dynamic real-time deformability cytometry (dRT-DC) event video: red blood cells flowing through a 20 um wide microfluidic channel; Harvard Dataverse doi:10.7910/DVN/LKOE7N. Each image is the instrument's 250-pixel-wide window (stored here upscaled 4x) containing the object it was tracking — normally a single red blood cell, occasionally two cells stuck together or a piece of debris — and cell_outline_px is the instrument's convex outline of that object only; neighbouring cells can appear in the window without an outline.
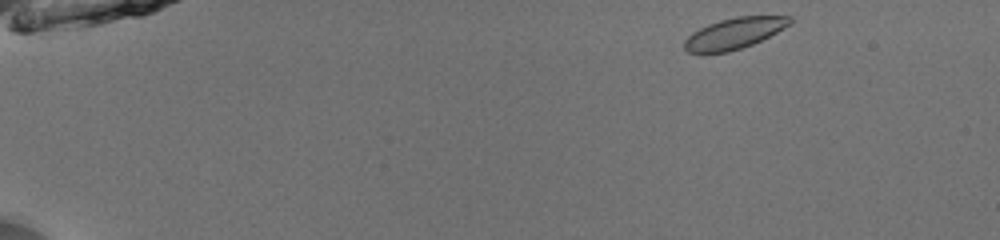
{"species": "common noctule bat (a hibernating species)", "species_latin": "Nyctalus noctula", "temperature_condition": "room temperature", "stored_images_in_passage": 46, "camera_frame_rate_fps": 3000, "um_per_image_px": 0.085, "animal": {"sex": "male", "body_mass_g": 13.0, "forearm_length_mm": 53.1}, "frame": {"image": 1, "passage_image": 1, "time_ms": 0.0, "image_size_px": [1000, 240], "cell_outline_px": [[792, 24], [752, 44], [728, 52], [704, 56], [688, 52], [684, 48], [684, 40], [692, 32], [708, 24], [720, 20], [736, 16], [792, 16]], "centroid_in_image_um": [62.35, 2.87], "position_along_channel_um": 22.7, "area_um2": 19.42}}
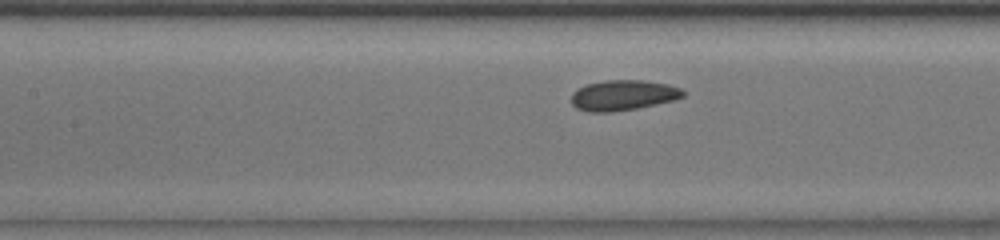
{"frame": {"image": 2, "passage_image": 20, "time_ms": 6.333, "image_size_px": [1000, 240], "cell_outline_px": [[684, 96], [676, 100], [636, 108], [612, 112], [588, 112], [576, 108], [572, 104], [572, 92], [576, 88], [588, 84], [604, 80], [644, 80], [668, 84], [680, 88], [684, 92]], "centroid_in_image_um": [52.95, 8.09], "position_along_channel_um": 154.4, "area_um2": 19.88}}
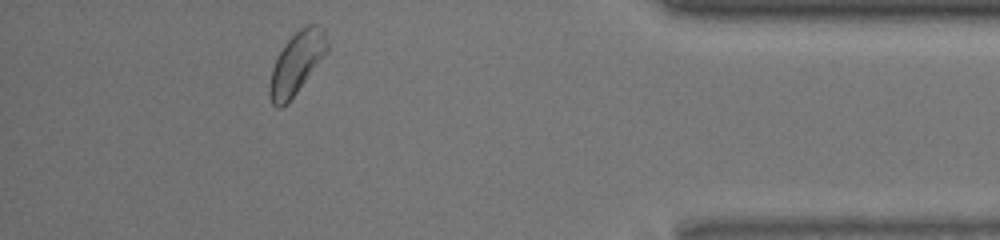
{"frame": {"image": 3, "passage_image": 42, "time_ms": 13.667, "image_size_px": [1000, 240], "cell_outline_px": [[328, 52], [288, 104], [280, 108], [276, 108], [272, 104], [268, 92], [268, 88], [272, 68], [284, 44], [300, 28], [308, 24], [316, 24], [324, 28], [328, 40]], "centroid_in_image_um": [25.23, 5.38], "position_along_channel_um": 410.0, "area_um2": 21.04}, "authors_computed_cell_mechanics": {"area_um2": 19.6809, "velocity_mm_per_s": 3.9283, "shape_relaxation_time_tau1_ms": 4.373, "shape_relaxation_time_tau2_ms": null, "deformation_change_tau1": 0.0663, "deformation_change_tau2": null}}